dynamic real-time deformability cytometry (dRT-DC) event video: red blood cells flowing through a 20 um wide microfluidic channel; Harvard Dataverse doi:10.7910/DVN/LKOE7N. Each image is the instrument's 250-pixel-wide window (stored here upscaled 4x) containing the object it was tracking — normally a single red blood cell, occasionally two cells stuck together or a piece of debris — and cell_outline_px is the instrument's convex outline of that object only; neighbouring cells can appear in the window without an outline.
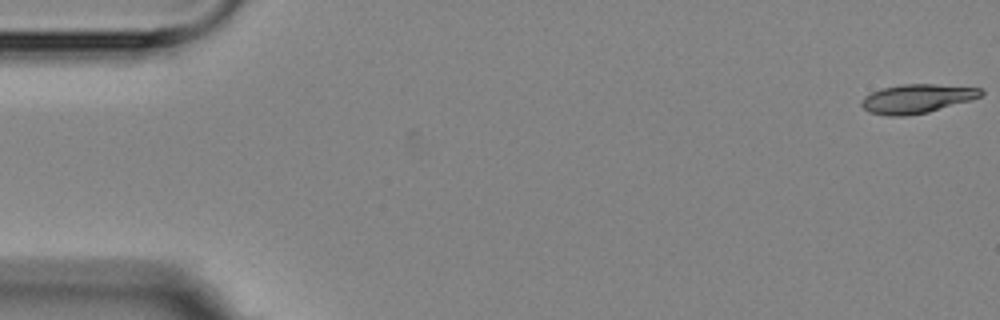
{"species": "Egyptian fruit bat (a non-hibernating species)", "species_latin": "Rousettus aegyptiacus", "temperature_condition": "room temperature", "stored_images_in_passage": 5, "camera_frame_rate_fps": 3000, "um_per_image_px": 0.085, "animal": {"sex": "female"}, "frame": {"image": 1, "passage_image": 1, "time_ms": 0.0, "image_size_px": [1000, 320], "cell_outline_px": [[984, 92], [980, 96], [972, 100], [928, 112], [908, 116], [888, 116], [868, 112], [860, 104], [864, 96], [872, 92], [884, 88], [904, 84], [936, 84], [984, 88]], "centroid_in_image_um": [77.96, 8.39], "position_along_channel_um": 7.0, "area_um2": 20.23}}
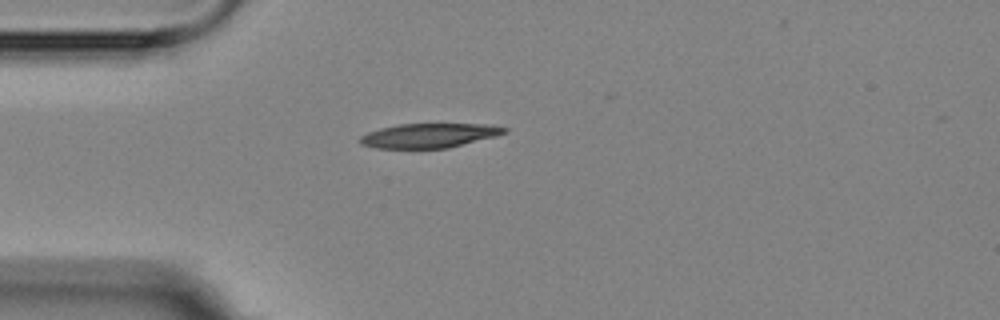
{"frame": {"image": 2, "passage_image": 5, "time_ms": 4.667, "image_size_px": [1000, 320], "cell_outline_px": [[508, 132], [496, 136], [448, 148], [376, 148], [360, 144], [360, 136], [368, 132], [380, 128], [400, 124], [492, 124], [508, 128]], "centroid_in_image_um": [36.51, 11.51], "position_along_channel_um": 48.5, "area_um2": 20.52}}